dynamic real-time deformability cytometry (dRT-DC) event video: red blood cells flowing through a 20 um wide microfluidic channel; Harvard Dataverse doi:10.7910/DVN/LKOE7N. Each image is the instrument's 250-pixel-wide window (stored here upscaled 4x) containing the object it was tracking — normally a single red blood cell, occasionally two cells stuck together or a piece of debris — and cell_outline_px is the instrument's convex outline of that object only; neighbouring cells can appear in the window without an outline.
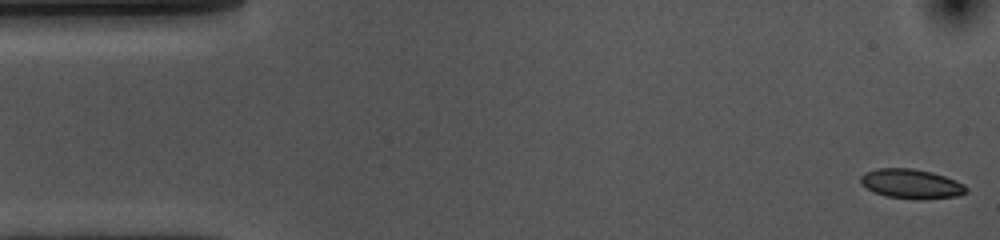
{"species": "common noctule bat (a hibernating species)", "species_latin": "Nyctalus noctula", "temperature_condition": "cold", "stored_images_in_passage": 55, "camera_frame_rate_fps": 3000, "um_per_image_px": 0.085, "animal": {"sex": "female", "body_mass_g": 10.0, "forearm_length_mm": 53.1}, "frame": {"image": 1, "passage_image": 1, "time_ms": 0.0, "image_size_px": [1000, 240], "cell_outline_px": [[968, 192], [960, 196], [920, 200], [884, 196], [860, 184], [860, 176], [864, 172], [876, 168], [912, 168], [932, 172], [956, 180], [964, 184], [968, 188]], "centroid_in_image_um": [77.48, 15.63], "position_along_channel_um": 7.5, "area_um2": 18.44}}
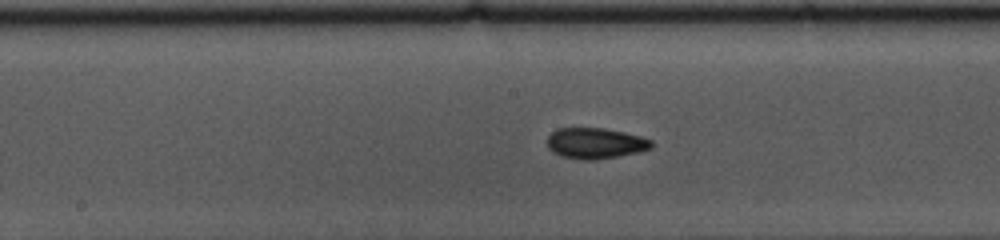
{"frame": {"image": 2, "passage_image": 26, "time_ms": 8.333, "image_size_px": [1000, 240], "cell_outline_px": [[652, 148], [640, 152], [596, 160], [580, 160], [560, 156], [552, 152], [548, 148], [548, 136], [556, 128], [604, 128], [624, 132], [640, 136], [652, 140]], "centroid_in_image_um": [50.6, 12.18], "position_along_channel_um": 197.6, "area_um2": 18.9}}
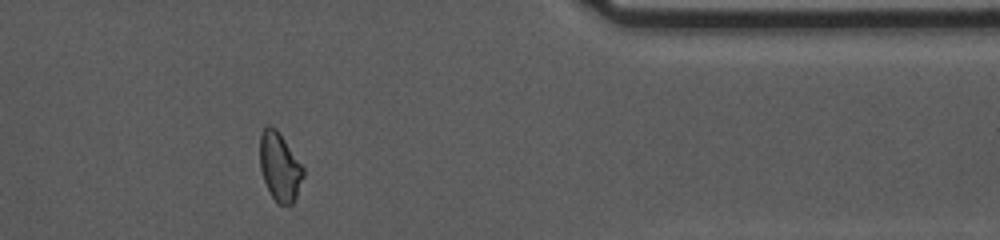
{"frame": {"image": 3, "passage_image": 44, "time_ms": 14.333, "image_size_px": [1000, 240], "cell_outline_px": [[304, 176], [296, 196], [292, 204], [276, 204], [264, 180], [260, 168], [260, 132], [268, 124], [276, 128], [304, 168]], "centroid_in_image_um": [23.77, 14.16], "position_along_channel_um": 387.6, "area_um2": 17.17}, "authors_computed_cell_mechanics": {"area_um2": 18.3804, "velocity_mm_per_s": 3.5923, "shape_relaxation_time_tau1_ms": 6.5797, "shape_relaxation_time_tau2_ms": 2.9063, "deformation_change_tau1": 0.1007, "deformation_change_tau2": 0.0633}}